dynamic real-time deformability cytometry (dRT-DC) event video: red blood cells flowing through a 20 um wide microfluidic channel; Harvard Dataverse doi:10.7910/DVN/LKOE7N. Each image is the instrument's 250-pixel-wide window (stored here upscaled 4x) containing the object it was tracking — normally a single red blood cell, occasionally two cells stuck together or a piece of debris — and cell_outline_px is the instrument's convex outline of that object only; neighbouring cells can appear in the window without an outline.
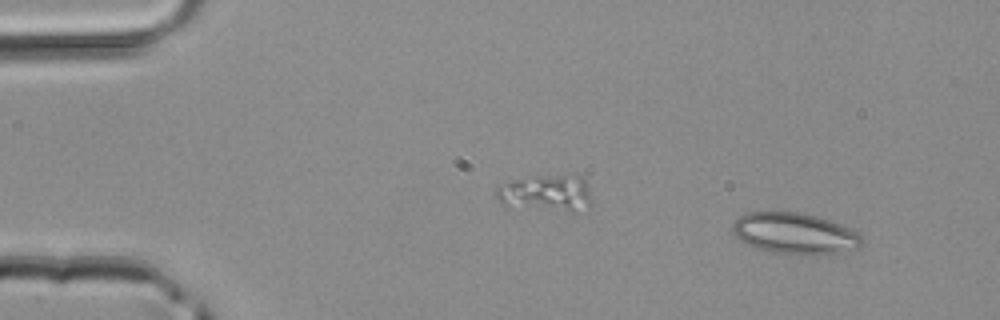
{"species": "common noctule bat (a hibernating species)", "species_latin": "Nyctalus noctula", "temperature_condition": "room temperature", "stored_images_in_passage": 3, "camera_frame_rate_fps": 3000, "um_per_image_px": 0.085, "animal": {"sex": "male", "body_mass_g": 20.4}, "frame": {"image": 1, "passage_image": 1, "time_ms": 0.0, "image_size_px": [1000, 320], "cell_outline_px": [[864, 244], [856, 248], [840, 252], [820, 256], [812, 256], [768, 252], [756, 248], [740, 240], [736, 236], [732, 228], [732, 224], [740, 216], [748, 212], [804, 212], [840, 224], [864, 236]], "centroid_in_image_um": [67.58, 19.87], "position_along_channel_um": 17.4, "area_um2": 31.39}}